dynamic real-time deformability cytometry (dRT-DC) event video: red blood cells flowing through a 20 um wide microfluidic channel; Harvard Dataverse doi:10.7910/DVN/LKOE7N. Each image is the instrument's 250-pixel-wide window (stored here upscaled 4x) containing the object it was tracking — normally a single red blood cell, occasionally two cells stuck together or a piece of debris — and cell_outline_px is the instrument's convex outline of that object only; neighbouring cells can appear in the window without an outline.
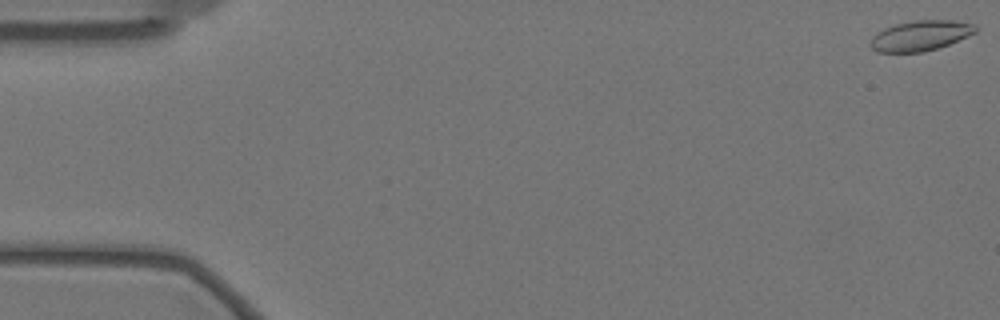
{"species": "Egyptian fruit bat (a non-hibernating species)", "species_latin": "Rousettus aegyptiacus", "temperature_condition": "warm", "stored_images_in_passage": 17, "camera_frame_rate_fps": 3000, "um_per_image_px": 0.085, "animal": {"sex": "female"}, "frame": {"image": 1, "passage_image": 1, "time_ms": 0.0, "image_size_px": [1000, 320], "cell_outline_px": [[980, 28], [976, 32], [968, 36], [948, 44], [924, 52], [876, 52], [868, 44], [872, 36], [876, 32], [884, 28], [896, 24], [912, 20], [952, 20], [976, 24]], "centroid_in_image_um": [78.23, 3.02], "position_along_channel_um": 6.8, "area_um2": 18.73}}
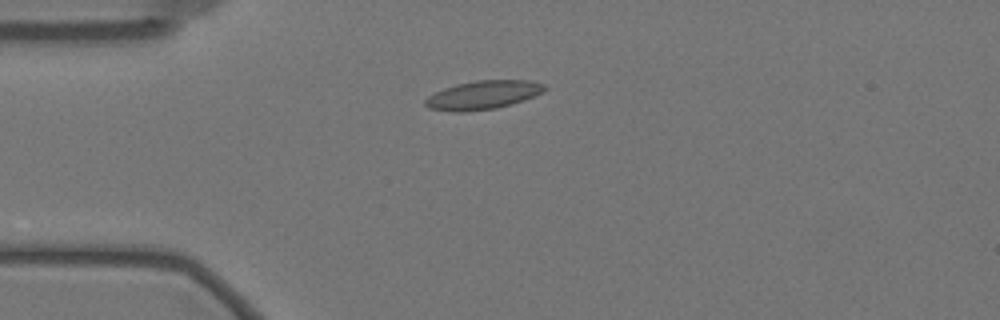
{"frame": {"image": 2, "passage_image": 15, "time_ms": 4.667, "image_size_px": [1000, 320], "cell_outline_px": [[548, 88], [544, 92], [524, 100], [512, 104], [496, 108], [464, 112], [452, 112], [428, 108], [424, 104], [424, 100], [428, 96], [444, 88], [456, 84], [476, 80], [528, 80], [544, 84]], "centroid_in_image_um": [41.06, 8.08], "position_along_channel_um": 43.9, "area_um2": 20.06}}